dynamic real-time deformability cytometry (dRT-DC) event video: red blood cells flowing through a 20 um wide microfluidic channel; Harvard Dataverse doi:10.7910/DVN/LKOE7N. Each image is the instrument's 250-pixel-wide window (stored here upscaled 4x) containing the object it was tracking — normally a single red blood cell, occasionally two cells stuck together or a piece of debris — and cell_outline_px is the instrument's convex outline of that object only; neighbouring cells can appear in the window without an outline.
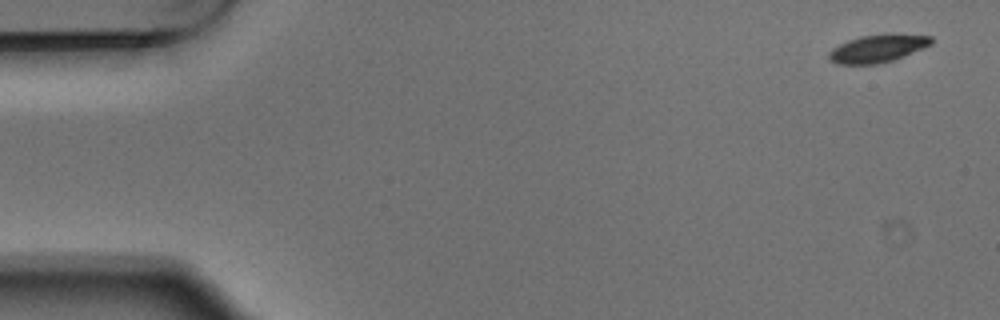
{"species": "Egyptian fruit bat (a non-hibernating species)", "species_latin": "Rousettus aegyptiacus", "temperature_condition": "warm", "stored_images_in_passage": 5, "camera_frame_rate_fps": 3000, "um_per_image_px": 0.085, "animal": {"sex": "male"}, "frame": {"image": 1, "passage_image": 1, "time_ms": 0.0, "image_size_px": [1000, 320], "cell_outline_px": [[932, 44], [892, 60], [880, 64], [836, 64], [828, 56], [828, 52], [832, 48], [848, 40], [860, 36], [932, 36]], "centroid_in_image_um": [74.51, 4.17], "position_along_channel_um": 10.5, "area_um2": 15.66}}